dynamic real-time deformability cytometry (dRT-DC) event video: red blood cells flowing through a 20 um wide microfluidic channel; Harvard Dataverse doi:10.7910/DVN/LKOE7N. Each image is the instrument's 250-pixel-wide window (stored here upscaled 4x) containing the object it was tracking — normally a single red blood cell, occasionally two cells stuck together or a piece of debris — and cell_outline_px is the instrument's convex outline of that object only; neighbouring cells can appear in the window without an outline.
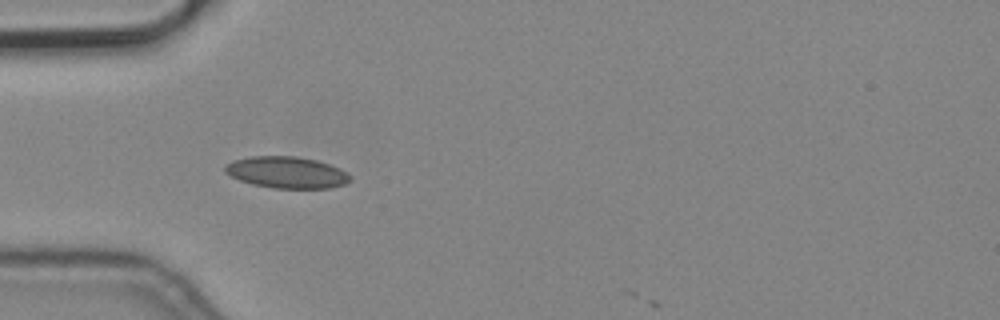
{"species": "common noctule bat (a hibernating species)", "species_latin": "Nyctalus noctula", "temperature_condition": "cold", "stored_images_in_passage": 9, "camera_frame_rate_fps": 3000, "um_per_image_px": 0.085, "animal": {"sex": "male", "body_mass_g": 19.2, "forearm_length_mm": 51.8}, "frame": {"image": 1, "passage_image": 4, "time_ms": 1.0, "image_size_px": [1000, 320], "cell_outline_px": [[352, 176], [344, 184], [332, 188], [272, 188], [252, 184], [240, 180], [224, 172], [224, 164], [232, 160], [252, 156], [296, 156], [316, 160], [340, 168]], "centroid_in_image_um": [24.34, 14.65], "position_along_channel_um": 60.7, "area_um2": 23.06}}
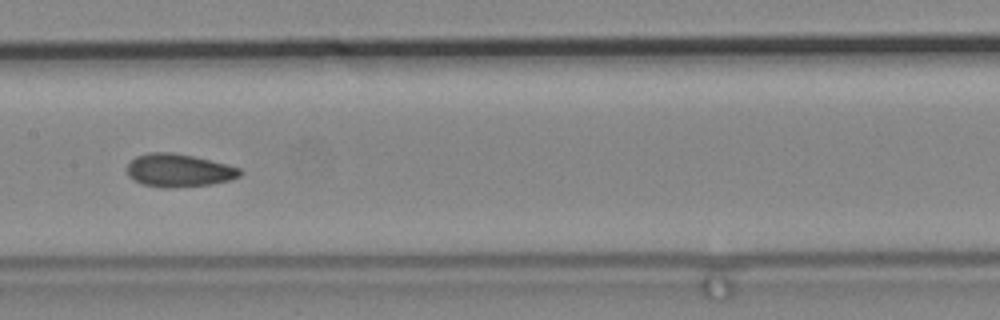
{"frame": {"image": 2, "passage_image": 7, "time_ms": 2.0, "image_size_px": [1000, 320], "cell_outline_px": [[244, 172], [240, 176], [228, 180], [212, 184], [172, 188], [160, 188], [144, 184], [128, 176], [128, 164], [136, 156], [148, 152], [172, 152], [192, 156], [240, 168]], "centroid_in_image_um": [15.19, 14.49], "position_along_channel_um": 192.2, "area_um2": 21.56}}
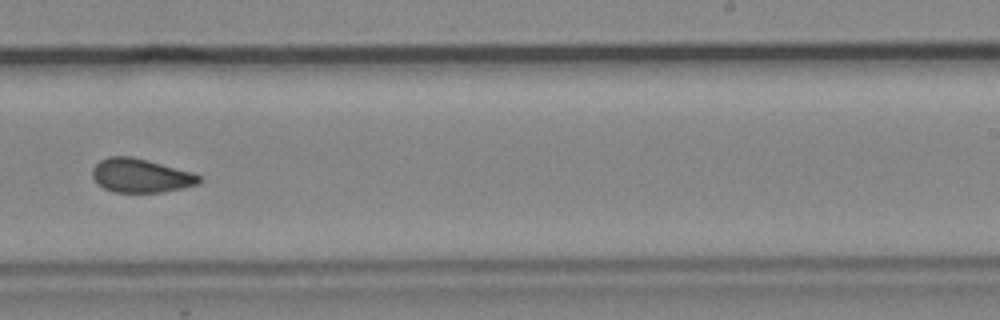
{"frame": {"image": 3, "passage_image": 9, "time_ms": 2.667, "image_size_px": [1000, 320], "cell_outline_px": [[204, 180], [200, 184], [164, 192], [112, 192], [104, 188], [92, 176], [92, 168], [100, 160], [108, 156], [132, 156], [148, 160], [192, 172], [200, 176]], "centroid_in_image_um": [11.99, 14.92], "position_along_channel_um": 277.0, "area_um2": 21.15}}